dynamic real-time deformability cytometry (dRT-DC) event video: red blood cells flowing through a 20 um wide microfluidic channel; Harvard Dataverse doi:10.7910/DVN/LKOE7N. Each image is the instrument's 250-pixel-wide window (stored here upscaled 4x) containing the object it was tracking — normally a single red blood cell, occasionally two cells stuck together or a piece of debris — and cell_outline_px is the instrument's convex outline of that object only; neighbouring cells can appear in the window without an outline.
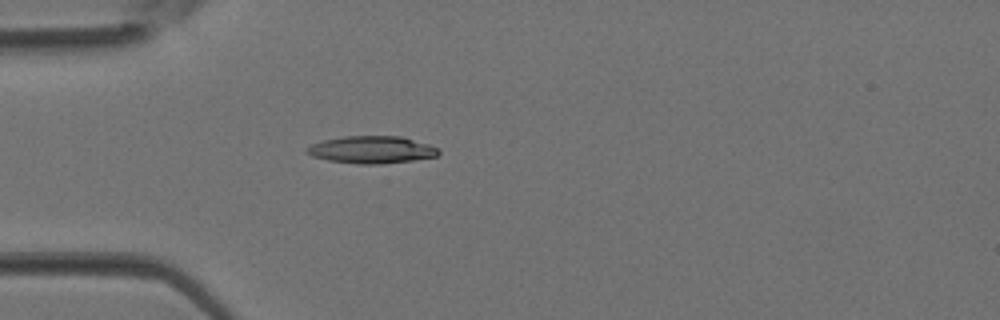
{"species": "Egyptian fruit bat (a non-hibernating species)", "species_latin": "Rousettus aegyptiacus", "temperature_condition": "room temperature", "stored_images_in_passage": 1, "camera_frame_rate_fps": 3000, "um_per_image_px": 0.085, "animal": {"sex": "female"}, "frame": {"image": 1, "passage_image": 1, "time_ms": 0.0, "image_size_px": [1000, 320], "cell_outline_px": [[440, 152], [436, 156], [412, 160], [380, 164], [360, 164], [328, 160], [312, 156], [304, 152], [304, 148], [312, 144], [324, 140], [344, 136], [400, 136], [428, 144], [440, 148]], "centroid_in_image_um": [31.57, 12.72], "position_along_channel_um": 53.4, "area_um2": 20.92}}